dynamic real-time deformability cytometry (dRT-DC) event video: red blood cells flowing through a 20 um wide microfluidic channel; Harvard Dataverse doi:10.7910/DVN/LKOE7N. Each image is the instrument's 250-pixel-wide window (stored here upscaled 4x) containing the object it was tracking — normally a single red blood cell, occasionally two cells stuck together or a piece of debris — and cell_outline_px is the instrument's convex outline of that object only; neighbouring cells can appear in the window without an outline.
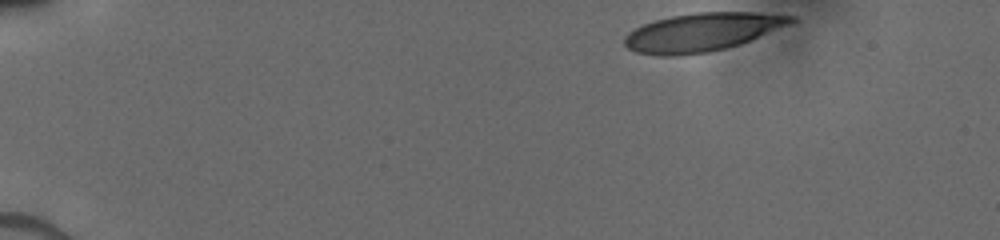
{"species": "human", "species_latin": "Homo sapiens", "temperature_condition": "cold", "stored_images_in_passage": 26, "camera_frame_rate_fps": 3000, "um_per_image_px": 0.085, "donor": {"sex": "male"}, "frame": {"image": 1, "passage_image": 1, "time_ms": 0.0, "image_size_px": [1000, 240], "cell_outline_px": [[800, 20], [792, 24], [740, 44], [708, 52], [676, 56], [656, 56], [636, 52], [628, 48], [624, 44], [624, 36], [628, 32], [644, 24], [656, 20], [672, 16], [696, 12], [756, 12], [796, 16]], "centroid_in_image_um": [59.72, 2.73], "position_along_channel_um": 25.3, "area_um2": 37.34}}
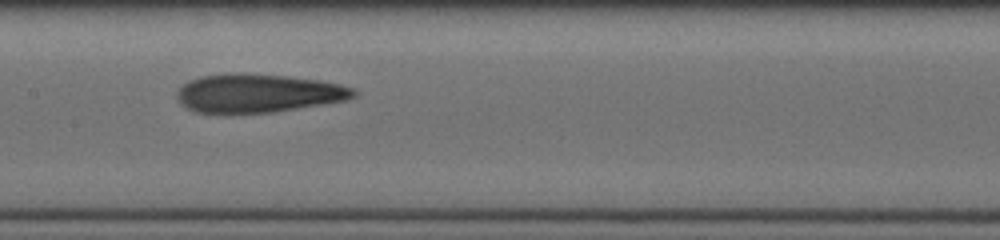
{"frame": {"image": 2, "passage_image": 11, "time_ms": 6.667, "image_size_px": [1000, 240], "cell_outline_px": [[356, 96], [344, 100], [272, 112], [196, 112], [184, 108], [176, 100], [176, 92], [188, 80], [200, 76], [228, 72], [240, 72], [288, 76], [320, 80], [340, 84], [352, 88], [356, 92]], "centroid_in_image_um": [21.86, 7.89], "position_along_channel_um": 185.5, "area_um2": 39.65}}
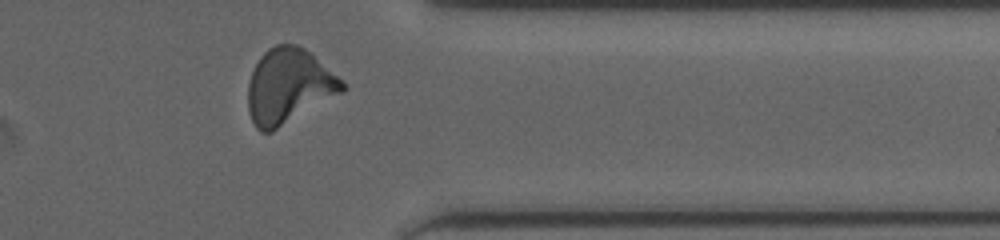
{"frame": {"image": 3, "passage_image": 22, "time_ms": 11.667, "image_size_px": [1000, 240], "cell_outline_px": [[348, 88], [344, 92], [272, 132], [260, 132], [256, 128], [248, 112], [248, 84], [252, 72], [260, 56], [268, 48], [276, 44], [296, 44], [304, 48], [344, 80], [348, 84]], "centroid_in_image_um": [24.57, 7.34], "position_along_channel_um": 386.8, "area_um2": 41.5}}